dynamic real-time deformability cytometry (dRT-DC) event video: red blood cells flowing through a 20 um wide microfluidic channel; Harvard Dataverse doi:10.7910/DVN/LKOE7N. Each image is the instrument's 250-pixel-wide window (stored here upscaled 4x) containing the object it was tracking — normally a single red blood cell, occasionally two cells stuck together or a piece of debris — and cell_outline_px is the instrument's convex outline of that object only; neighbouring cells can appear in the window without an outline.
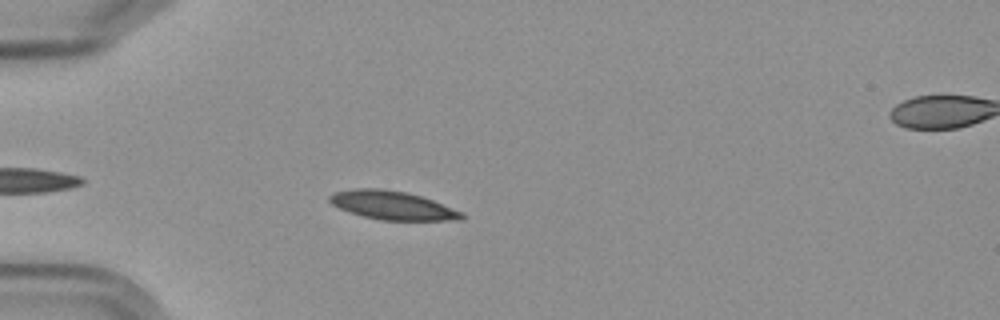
{"species": "Egyptian fruit bat (a non-hibernating species)", "species_latin": "Rousettus aegyptiacus", "temperature_condition": "cold", "stored_images_in_passage": 10, "camera_frame_rate_fps": 3000, "um_per_image_px": 0.085, "frame": {"image": 1, "passage_image": 4, "time_ms": 3.667, "image_size_px": [1000, 320], "cell_outline_px": [[464, 220], [380, 220], [364, 216], [340, 208], [332, 204], [328, 200], [328, 196], [336, 192], [352, 188], [384, 188], [408, 192], [432, 200], [464, 212]], "centroid_in_image_um": [33.38, 17.44], "position_along_channel_um": 51.6, "area_um2": 22.02}}
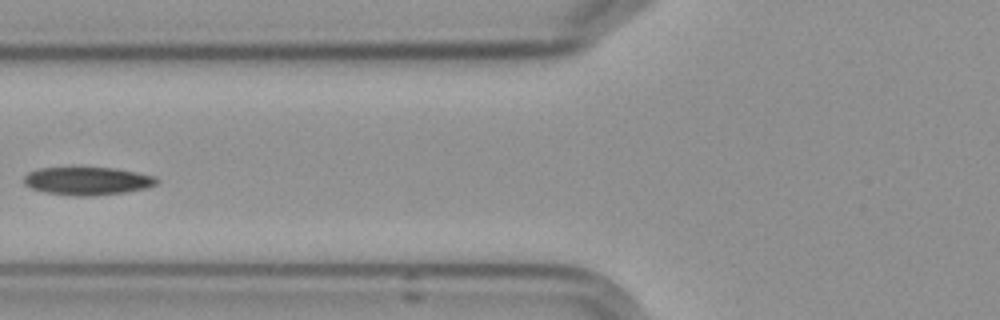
{"frame": {"image": 2, "passage_image": 6, "time_ms": 6.0, "image_size_px": [1000, 320], "cell_outline_px": [[160, 180], [156, 184], [144, 188], [124, 192], [92, 196], [76, 196], [48, 192], [32, 188], [24, 184], [24, 176], [28, 172], [40, 168], [112, 168], [136, 172], [156, 176]], "centroid_in_image_um": [7.45, 15.38], "position_along_channel_um": 118.4, "area_um2": 21.39}}
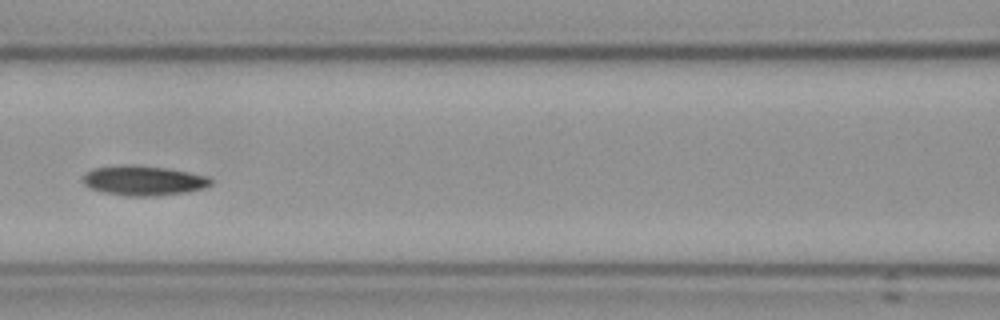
{"frame": {"image": 3, "passage_image": 7, "time_ms": 7.0, "image_size_px": [1000, 320], "cell_outline_px": [[212, 184], [204, 188], [188, 192], [156, 196], [124, 196], [104, 192], [92, 188], [84, 184], [84, 172], [92, 168], [120, 164], [132, 164], [168, 168], [208, 176], [212, 180]], "centroid_in_image_um": [12.2, 15.34], "position_along_channel_um": 154.4, "area_um2": 22.48}}